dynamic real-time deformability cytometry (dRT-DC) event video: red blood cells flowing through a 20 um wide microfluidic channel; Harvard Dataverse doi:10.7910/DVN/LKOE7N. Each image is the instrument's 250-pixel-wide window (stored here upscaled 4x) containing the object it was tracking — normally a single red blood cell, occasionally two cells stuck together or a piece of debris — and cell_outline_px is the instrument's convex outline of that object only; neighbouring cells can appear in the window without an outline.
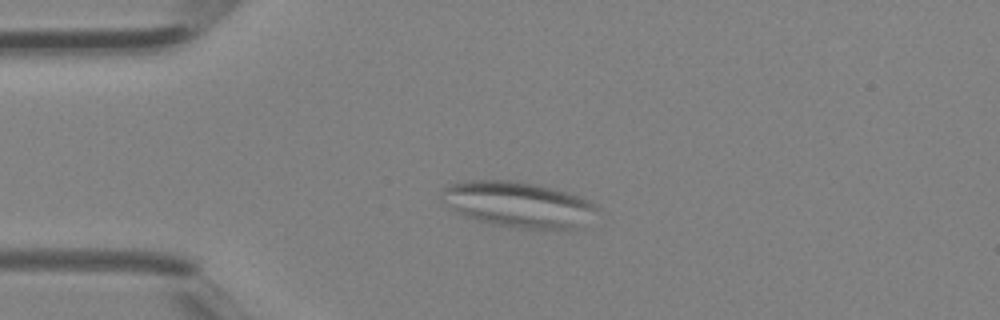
{"species": "Egyptian fruit bat (a non-hibernating species)", "species_latin": "Rousettus aegyptiacus", "temperature_condition": "room temperature", "stored_images_in_passage": 3, "camera_frame_rate_fps": 3000, "um_per_image_px": 0.085, "animal": {"sex": "female"}, "frame": {"image": 1, "passage_image": 2, "time_ms": 0.333, "image_size_px": [1000, 320], "cell_outline_px": [[600, 212], [576, 228], [516, 228], [496, 224], [480, 220], [456, 212], [440, 200], [440, 192], [448, 184], [468, 180], [512, 180], [536, 184], [568, 192], [580, 196], [596, 204], [600, 208]], "centroid_in_image_um": [44.05, 17.35], "position_along_channel_um": 40.9, "area_um2": 41.27}}